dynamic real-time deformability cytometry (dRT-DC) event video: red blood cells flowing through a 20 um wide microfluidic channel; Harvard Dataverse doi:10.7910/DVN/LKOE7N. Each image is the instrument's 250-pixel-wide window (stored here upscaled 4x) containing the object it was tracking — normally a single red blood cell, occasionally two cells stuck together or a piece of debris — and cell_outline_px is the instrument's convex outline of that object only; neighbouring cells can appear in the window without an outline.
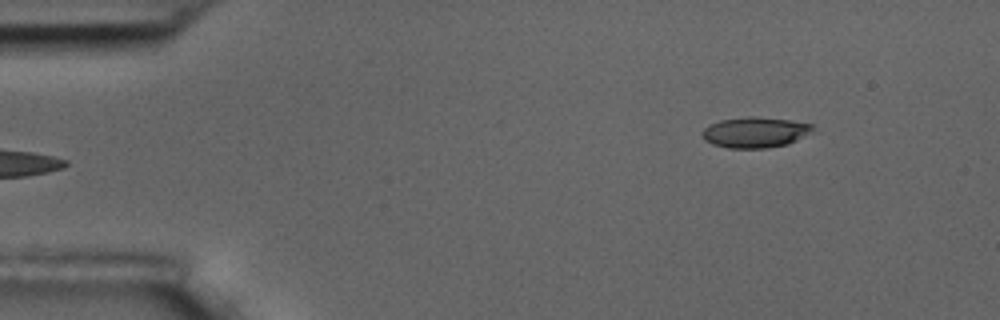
{"species": "common noctule bat (a hibernating species)", "species_latin": "Nyctalus noctula", "temperature_condition": "room temperature", "stored_images_in_passage": 5, "camera_frame_rate_fps": 3000, "um_per_image_px": 0.085, "animal": {"sex": "male", "body_mass_g": 17.5, "forearm_length_mm": 52.3}, "frame": {"image": 1, "passage_image": 5, "time_ms": 4.667, "image_size_px": [1000, 320], "cell_outline_px": [[820, 132], [788, 144], [768, 148], [728, 148], [712, 144], [704, 140], [700, 132], [708, 124], [720, 120], [748, 116], [752, 116], [788, 120], [812, 124]], "centroid_in_image_um": [64.26, 11.25], "position_along_channel_um": 20.7, "area_um2": 20.35}}